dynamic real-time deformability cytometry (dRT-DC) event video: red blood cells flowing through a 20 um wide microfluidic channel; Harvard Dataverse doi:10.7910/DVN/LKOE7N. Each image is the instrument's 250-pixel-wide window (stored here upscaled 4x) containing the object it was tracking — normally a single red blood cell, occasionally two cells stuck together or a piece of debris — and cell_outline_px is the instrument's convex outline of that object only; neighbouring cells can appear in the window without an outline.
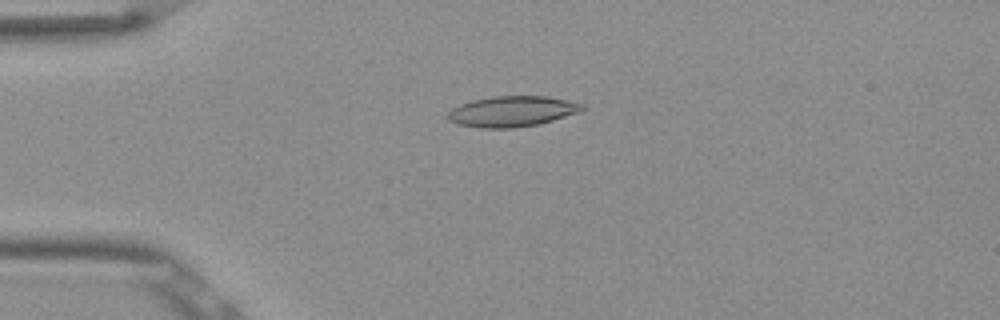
{"species": "Egyptian fruit bat (a non-hibernating species)", "species_latin": "Rousettus aegyptiacus", "temperature_condition": "room temperature", "stored_images_in_passage": 53, "camera_frame_rate_fps": 3000, "um_per_image_px": 0.085, "frame": {"image": 1, "passage_image": 13, "time_ms": 4.0, "image_size_px": [1000, 320], "cell_outline_px": [[588, 108], [580, 112], [540, 124], [512, 128], [480, 128], [460, 124], [448, 120], [448, 112], [452, 108], [460, 104], [472, 100], [492, 96], [544, 96], [568, 100], [584, 104]], "centroid_in_image_um": [43.57, 9.46], "position_along_channel_um": 41.4, "area_um2": 24.1}}
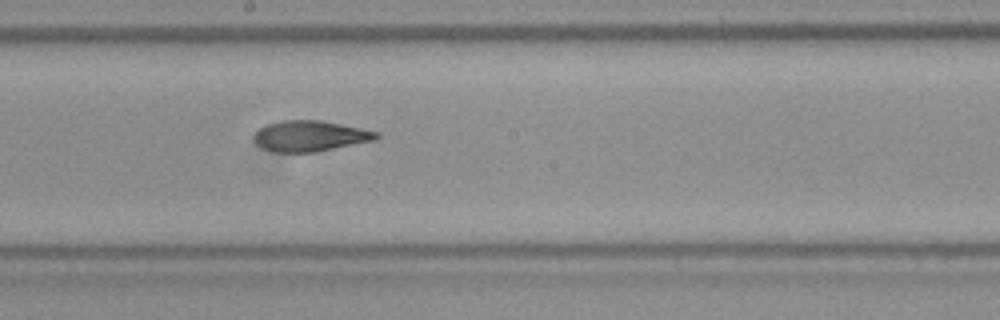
{"frame": {"image": 2, "passage_image": 29, "time_ms": 9.333, "image_size_px": [1000, 320], "cell_outline_px": [[380, 136], [376, 140], [316, 152], [272, 152], [256, 144], [252, 136], [260, 128], [268, 124], [280, 120], [320, 120], [380, 132]], "centroid_in_image_um": [26.36, 11.56], "position_along_channel_um": 221.8, "area_um2": 21.96}}
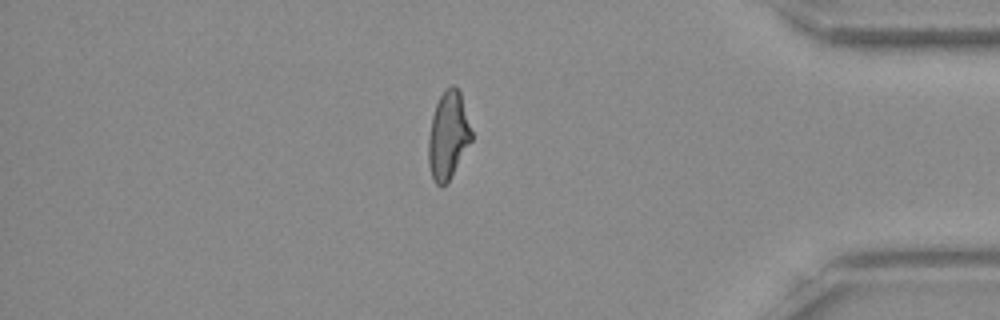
{"frame": {"image": 3, "passage_image": 45, "time_ms": 14.667, "image_size_px": [1000, 320], "cell_outline_px": [[472, 140], [448, 184], [440, 188], [432, 180], [428, 164], [428, 136], [432, 116], [436, 104], [440, 96], [452, 84], [456, 84], [460, 92], [472, 132]], "centroid_in_image_um": [38.08, 11.58], "position_along_channel_um": 397.1, "area_um2": 22.25}, "authors_computed_cell_mechanics": {"area_um2": 22.3686, "velocity_mm_per_s": 3.8698, "shape_relaxation_time_tau1_ms": 7.1799, "shape_relaxation_time_tau2_ms": 2.6111, "deformation_change_tau1": 0.2181, "deformation_change_tau2": 0.0996}}